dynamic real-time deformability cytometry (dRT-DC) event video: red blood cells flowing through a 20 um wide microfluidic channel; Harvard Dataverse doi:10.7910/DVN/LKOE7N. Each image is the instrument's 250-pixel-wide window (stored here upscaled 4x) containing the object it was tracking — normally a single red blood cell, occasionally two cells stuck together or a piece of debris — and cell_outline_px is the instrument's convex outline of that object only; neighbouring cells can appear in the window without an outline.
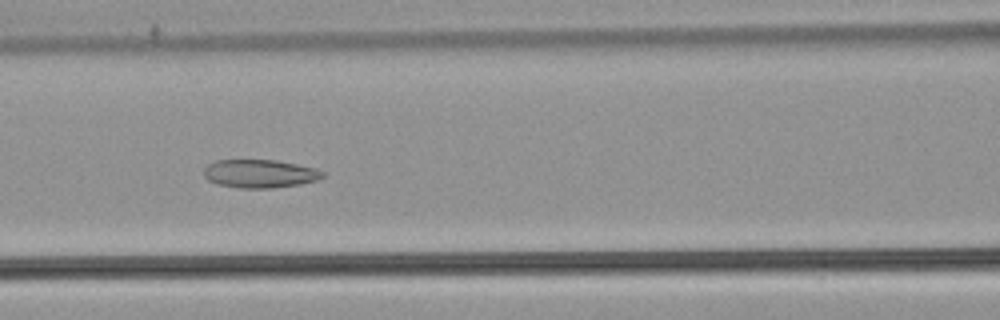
{"species": "common noctule bat (a hibernating species)", "species_latin": "Nyctalus noctula", "temperature_condition": "warm", "stored_images_in_passage": 44, "camera_frame_rate_fps": 3000, "um_per_image_px": 0.085, "animal": {"sex": "male", "body_mass_g": 21.5, "forearm_length_mm": 52.0}, "frame": {"image": 1, "passage_image": 15, "time_ms": 4.667, "image_size_px": [1000, 320], "cell_outline_px": [[324, 176], [320, 180], [300, 184], [272, 188], [240, 188], [216, 184], [208, 180], [204, 176], [204, 168], [208, 164], [216, 160], [276, 160], [316, 168], [324, 172]], "centroid_in_image_um": [22.09, 14.76], "position_along_channel_um": 144.5, "area_um2": 19.71}}
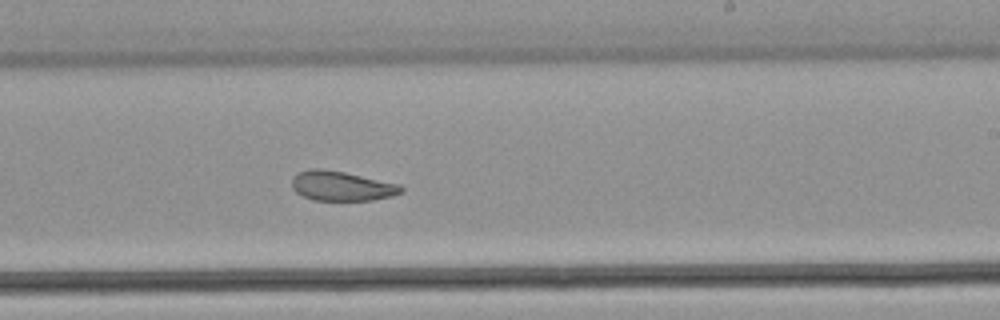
{"frame": {"image": 2, "passage_image": 24, "time_ms": 7.667, "image_size_px": [1000, 320], "cell_outline_px": [[404, 192], [392, 196], [372, 200], [312, 200], [296, 192], [292, 188], [292, 176], [296, 172], [312, 168], [320, 168], [344, 172], [400, 184], [404, 188]], "centroid_in_image_um": [29.03, 15.8], "position_along_channel_um": 260.0, "area_um2": 19.02}}
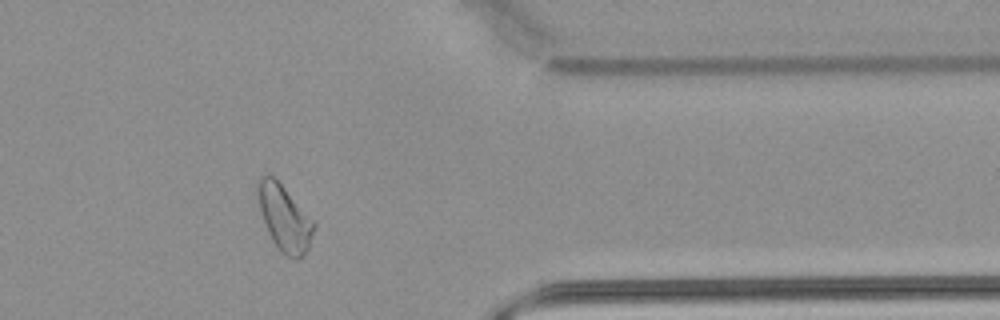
{"frame": {"image": 3, "passage_image": 35, "time_ms": 11.333, "image_size_px": [1000, 320], "cell_outline_px": [[316, 228], [308, 248], [296, 260], [280, 252], [272, 240], [268, 232], [260, 208], [256, 188], [256, 180], [260, 176], [272, 176], [284, 188], [316, 224]], "centroid_in_image_um": [24.17, 18.54], "position_along_channel_um": 387.2, "area_um2": 21.04}, "authors_computed_cell_mechanics": {"area_um2": 20.9814, "velocity_mm_per_s": 3.8602, "shape_relaxation_time_tau1_ms": null, "shape_relaxation_time_tau2_ms": 3.4457, "deformation_change_tau1": null, "deformation_change_tau2": 0.0904}}